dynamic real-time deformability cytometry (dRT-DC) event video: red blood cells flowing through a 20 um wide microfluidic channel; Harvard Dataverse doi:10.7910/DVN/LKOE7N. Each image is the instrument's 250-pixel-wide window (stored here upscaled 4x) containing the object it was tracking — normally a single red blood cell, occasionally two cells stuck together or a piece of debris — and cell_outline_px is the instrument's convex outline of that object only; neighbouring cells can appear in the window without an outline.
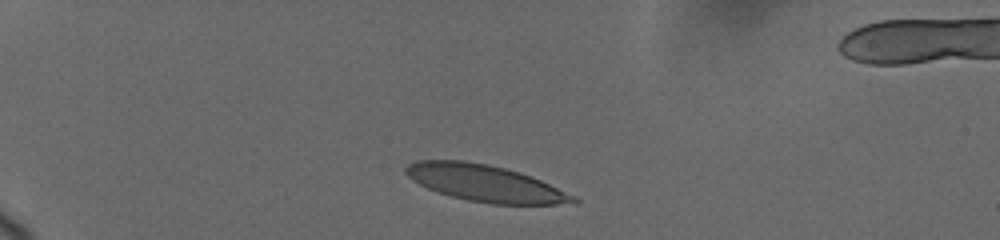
{"species": "human", "species_latin": "Homo sapiens", "temperature_condition": "cold", "stored_images_in_passage": 4, "camera_frame_rate_fps": 3000, "um_per_image_px": 0.085, "donor": {"sex": "female"}, "frame": {"image": 1, "passage_image": 1, "time_ms": 0.0, "image_size_px": [1000, 240], "cell_outline_px": [[580, 200], [576, 204], [492, 204], [468, 200], [452, 196], [428, 188], [412, 180], [404, 172], [404, 168], [408, 164], [416, 160], [464, 160], [488, 164], [520, 172], [540, 180], [576, 196]], "centroid_in_image_um": [41.25, 15.57], "position_along_channel_um": 43.7, "area_um2": 35.66}}
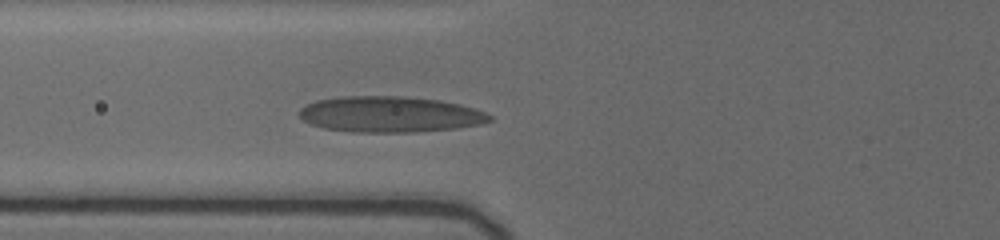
{"frame": {"image": 2, "passage_image": 4, "time_ms": 3.0, "image_size_px": [1000, 240], "cell_outline_px": [[492, 120], [480, 124], [456, 128], [416, 132], [352, 132], [324, 128], [312, 124], [304, 120], [296, 112], [304, 104], [316, 100], [340, 96], [396, 96], [440, 100], [460, 104], [484, 112], [492, 116]], "centroid_in_image_um": [33.1, 9.71], "position_along_channel_um": 92.7, "area_um2": 39.88}}